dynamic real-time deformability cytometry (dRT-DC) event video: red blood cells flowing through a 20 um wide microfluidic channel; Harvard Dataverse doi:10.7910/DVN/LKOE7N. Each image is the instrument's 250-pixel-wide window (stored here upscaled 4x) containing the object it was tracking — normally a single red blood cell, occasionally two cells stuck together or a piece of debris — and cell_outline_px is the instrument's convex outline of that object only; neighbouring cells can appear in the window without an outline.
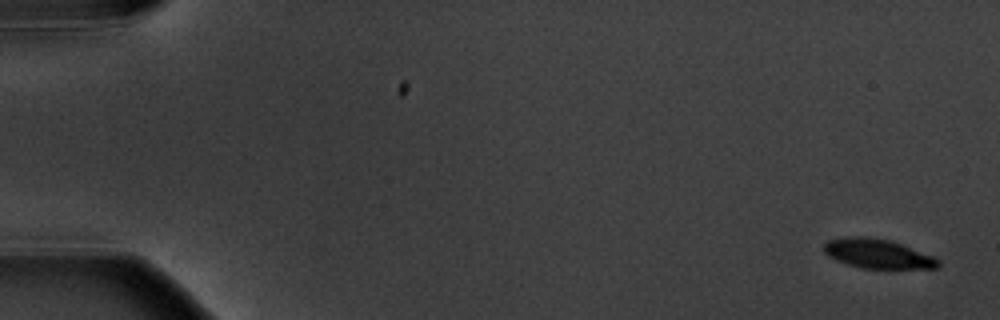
{"species": "common noctule bat (a hibernating species)", "species_latin": "Nyctalus noctula", "temperature_condition": "warm", "stored_images_in_passage": 5, "camera_frame_rate_fps": 3000, "um_per_image_px": 0.085, "animal": {"sex": "male", "body_mass_g": 20.1, "forearm_length_mm": 53.5}, "frame": {"image": 1, "passage_image": 1, "time_ms": 0.0, "image_size_px": [1000, 320], "cell_outline_px": [[940, 268], [860, 268], [836, 260], [828, 256], [824, 252], [824, 244], [828, 240], [856, 236], [864, 236], [888, 240], [936, 256], [940, 260]], "centroid_in_image_um": [74.64, 21.57], "position_along_channel_um": 10.4, "area_um2": 19.42}}
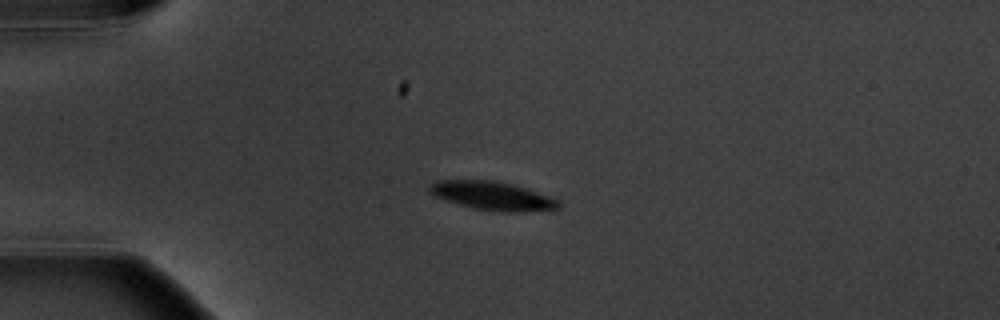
{"frame": {"image": 2, "passage_image": 4, "time_ms": 4.333, "image_size_px": [1000, 320], "cell_outline_px": [[560, 208], [520, 212], [500, 212], [472, 208], [436, 196], [428, 192], [428, 184], [436, 180], [496, 180], [512, 184], [560, 200]], "centroid_in_image_um": [41.83, 16.64], "position_along_channel_um": 43.2, "area_um2": 21.39}}